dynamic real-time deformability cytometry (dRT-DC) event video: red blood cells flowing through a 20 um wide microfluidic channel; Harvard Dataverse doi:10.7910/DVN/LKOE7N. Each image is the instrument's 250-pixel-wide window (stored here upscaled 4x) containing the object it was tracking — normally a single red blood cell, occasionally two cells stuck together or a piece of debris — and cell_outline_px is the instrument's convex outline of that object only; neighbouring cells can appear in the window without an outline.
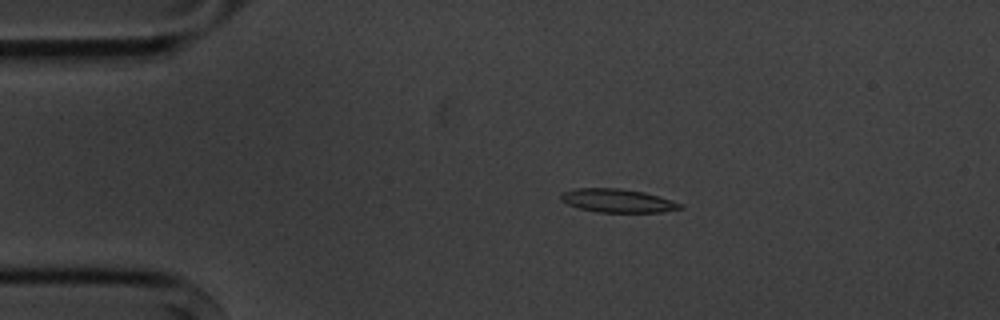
{"species": "common noctule bat (a hibernating species)", "species_latin": "Nyctalus noctula", "temperature_condition": "cold", "stored_images_in_passage": 4, "camera_frame_rate_fps": 3000, "um_per_image_px": 0.085, "animal": {"sex": "male", "body_mass_g": 20.1, "forearm_length_mm": 53.5}, "frame": {"image": 1, "passage_image": 2, "time_ms": 1.333, "image_size_px": [1000, 320], "cell_outline_px": [[684, 208], [660, 212], [596, 212], [580, 208], [568, 204], [560, 200], [560, 196], [564, 192], [576, 188], [620, 188], [644, 192], [672, 200], [680, 204]], "centroid_in_image_um": [52.48, 17.05], "position_along_channel_um": 32.5, "area_um2": 16.18}}
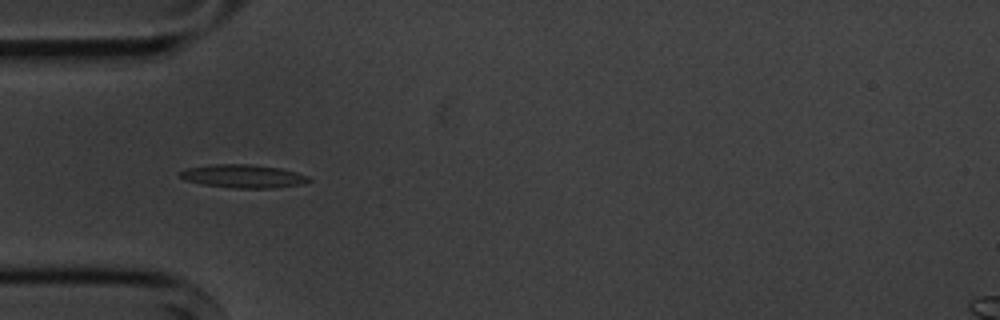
{"frame": {"image": 2, "passage_image": 3, "time_ms": 3.333, "image_size_px": [1000, 320], "cell_outline_px": [[312, 180], [300, 184], [272, 188], [232, 188], [204, 184], [184, 180], [180, 176], [180, 172], [188, 168], [212, 164], [248, 164], [280, 168], [296, 172], [308, 176]], "centroid_in_image_um": [20.67, 14.97], "position_along_channel_um": 64.3, "area_um2": 17.28}}
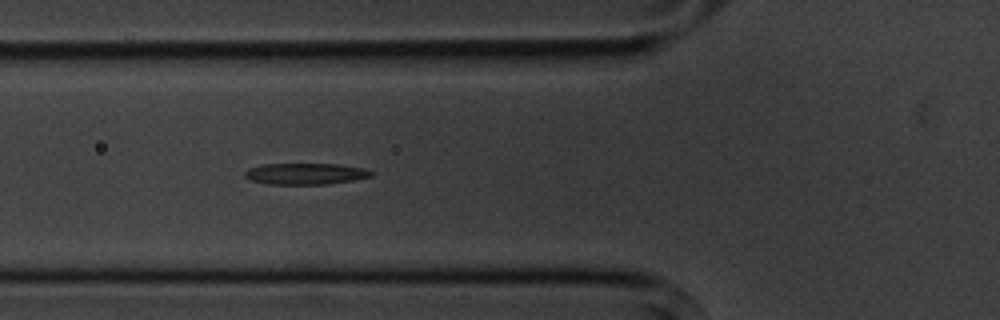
{"frame": {"image": 3, "passage_image": 4, "time_ms": 4.333, "image_size_px": [1000, 320], "cell_outline_px": [[372, 176], [352, 180], [328, 184], [268, 184], [248, 180], [244, 176], [244, 172], [248, 168], [264, 164], [340, 164], [364, 168], [372, 172]], "centroid_in_image_um": [25.92, 14.77], "position_along_channel_um": 99.9, "area_um2": 15.72}}